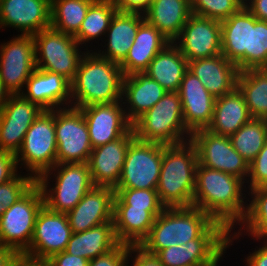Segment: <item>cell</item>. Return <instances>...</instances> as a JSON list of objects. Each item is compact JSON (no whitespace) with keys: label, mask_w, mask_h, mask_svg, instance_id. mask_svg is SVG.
<instances>
[{"label":"cell","mask_w":267,"mask_h":266,"mask_svg":"<svg viewBox=\"0 0 267 266\" xmlns=\"http://www.w3.org/2000/svg\"><path fill=\"white\" fill-rule=\"evenodd\" d=\"M187 70V59L171 42L155 56L144 73L156 80L167 92H178Z\"/></svg>","instance_id":"33"},{"label":"cell","mask_w":267,"mask_h":266,"mask_svg":"<svg viewBox=\"0 0 267 266\" xmlns=\"http://www.w3.org/2000/svg\"><path fill=\"white\" fill-rule=\"evenodd\" d=\"M33 38L36 68L60 74L72 82L86 49H82L74 36L52 27L34 34Z\"/></svg>","instance_id":"9"},{"label":"cell","mask_w":267,"mask_h":266,"mask_svg":"<svg viewBox=\"0 0 267 266\" xmlns=\"http://www.w3.org/2000/svg\"><path fill=\"white\" fill-rule=\"evenodd\" d=\"M123 79L118 63L100 57L94 50L86 51L71 82V106L122 101Z\"/></svg>","instance_id":"2"},{"label":"cell","mask_w":267,"mask_h":266,"mask_svg":"<svg viewBox=\"0 0 267 266\" xmlns=\"http://www.w3.org/2000/svg\"><path fill=\"white\" fill-rule=\"evenodd\" d=\"M144 20V15L141 13L117 11L106 32L104 38V41H106H103L105 45L100 43L103 49L102 47L96 48L95 52L100 57L120 64L126 58L136 37L139 25Z\"/></svg>","instance_id":"26"},{"label":"cell","mask_w":267,"mask_h":266,"mask_svg":"<svg viewBox=\"0 0 267 266\" xmlns=\"http://www.w3.org/2000/svg\"><path fill=\"white\" fill-rule=\"evenodd\" d=\"M244 6L257 19L267 21V0H250Z\"/></svg>","instance_id":"50"},{"label":"cell","mask_w":267,"mask_h":266,"mask_svg":"<svg viewBox=\"0 0 267 266\" xmlns=\"http://www.w3.org/2000/svg\"><path fill=\"white\" fill-rule=\"evenodd\" d=\"M57 164L88 163L93 150L86 120L80 108L55 109Z\"/></svg>","instance_id":"11"},{"label":"cell","mask_w":267,"mask_h":266,"mask_svg":"<svg viewBox=\"0 0 267 266\" xmlns=\"http://www.w3.org/2000/svg\"><path fill=\"white\" fill-rule=\"evenodd\" d=\"M129 249V244L119 243L107 253L89 260L88 266H126Z\"/></svg>","instance_id":"44"},{"label":"cell","mask_w":267,"mask_h":266,"mask_svg":"<svg viewBox=\"0 0 267 266\" xmlns=\"http://www.w3.org/2000/svg\"><path fill=\"white\" fill-rule=\"evenodd\" d=\"M162 211L113 205V224L117 240L129 245H140L149 235L155 218Z\"/></svg>","instance_id":"30"},{"label":"cell","mask_w":267,"mask_h":266,"mask_svg":"<svg viewBox=\"0 0 267 266\" xmlns=\"http://www.w3.org/2000/svg\"><path fill=\"white\" fill-rule=\"evenodd\" d=\"M130 262L131 265H128L130 264ZM126 266H163V265L159 262V260L155 255L147 253L139 245H130Z\"/></svg>","instance_id":"45"},{"label":"cell","mask_w":267,"mask_h":266,"mask_svg":"<svg viewBox=\"0 0 267 266\" xmlns=\"http://www.w3.org/2000/svg\"><path fill=\"white\" fill-rule=\"evenodd\" d=\"M113 205H129L144 210H164L156 189L114 188Z\"/></svg>","instance_id":"40"},{"label":"cell","mask_w":267,"mask_h":266,"mask_svg":"<svg viewBox=\"0 0 267 266\" xmlns=\"http://www.w3.org/2000/svg\"><path fill=\"white\" fill-rule=\"evenodd\" d=\"M36 69L33 35H16L0 44V79L10 94H21Z\"/></svg>","instance_id":"14"},{"label":"cell","mask_w":267,"mask_h":266,"mask_svg":"<svg viewBox=\"0 0 267 266\" xmlns=\"http://www.w3.org/2000/svg\"><path fill=\"white\" fill-rule=\"evenodd\" d=\"M228 233L215 221L199 238L162 249L155 256L163 266H219L227 253Z\"/></svg>","instance_id":"8"},{"label":"cell","mask_w":267,"mask_h":266,"mask_svg":"<svg viewBox=\"0 0 267 266\" xmlns=\"http://www.w3.org/2000/svg\"><path fill=\"white\" fill-rule=\"evenodd\" d=\"M178 93L186 129L191 134L196 130L207 129L213 118L216 98L189 69L181 81Z\"/></svg>","instance_id":"21"},{"label":"cell","mask_w":267,"mask_h":266,"mask_svg":"<svg viewBox=\"0 0 267 266\" xmlns=\"http://www.w3.org/2000/svg\"><path fill=\"white\" fill-rule=\"evenodd\" d=\"M119 243L113 221H109L89 230L73 233L65 251L71 255L91 260L107 253Z\"/></svg>","instance_id":"34"},{"label":"cell","mask_w":267,"mask_h":266,"mask_svg":"<svg viewBox=\"0 0 267 266\" xmlns=\"http://www.w3.org/2000/svg\"><path fill=\"white\" fill-rule=\"evenodd\" d=\"M56 155L55 109L43 110L27 130L15 154L17 166L37 179L57 164Z\"/></svg>","instance_id":"7"},{"label":"cell","mask_w":267,"mask_h":266,"mask_svg":"<svg viewBox=\"0 0 267 266\" xmlns=\"http://www.w3.org/2000/svg\"><path fill=\"white\" fill-rule=\"evenodd\" d=\"M261 246H255V251L249 252L246 258L244 259V263L246 266H267V241H259Z\"/></svg>","instance_id":"49"},{"label":"cell","mask_w":267,"mask_h":266,"mask_svg":"<svg viewBox=\"0 0 267 266\" xmlns=\"http://www.w3.org/2000/svg\"><path fill=\"white\" fill-rule=\"evenodd\" d=\"M166 90L144 72H137L123 79L122 102L128 120L133 124L152 108Z\"/></svg>","instance_id":"25"},{"label":"cell","mask_w":267,"mask_h":266,"mask_svg":"<svg viewBox=\"0 0 267 266\" xmlns=\"http://www.w3.org/2000/svg\"><path fill=\"white\" fill-rule=\"evenodd\" d=\"M95 0H54L51 2L50 27L74 36L80 29L89 6Z\"/></svg>","instance_id":"37"},{"label":"cell","mask_w":267,"mask_h":266,"mask_svg":"<svg viewBox=\"0 0 267 266\" xmlns=\"http://www.w3.org/2000/svg\"><path fill=\"white\" fill-rule=\"evenodd\" d=\"M117 11L113 0H95L89 6L79 31L74 35L78 44L81 47L83 46L84 49L86 47V51H90V48L92 51L93 47L94 50L96 48L95 45L93 46V42L95 41L99 48L100 45L98 42L99 40L103 42L102 39L105 38L104 36L110 26L111 20ZM90 41L92 42L90 43ZM88 43L92 44V46H88Z\"/></svg>","instance_id":"35"},{"label":"cell","mask_w":267,"mask_h":266,"mask_svg":"<svg viewBox=\"0 0 267 266\" xmlns=\"http://www.w3.org/2000/svg\"><path fill=\"white\" fill-rule=\"evenodd\" d=\"M49 0H0V30L14 28L20 35H34L50 27Z\"/></svg>","instance_id":"19"},{"label":"cell","mask_w":267,"mask_h":266,"mask_svg":"<svg viewBox=\"0 0 267 266\" xmlns=\"http://www.w3.org/2000/svg\"><path fill=\"white\" fill-rule=\"evenodd\" d=\"M134 139L132 128L121 138L93 148L88 166L94 186L115 188L118 185L128 146Z\"/></svg>","instance_id":"20"},{"label":"cell","mask_w":267,"mask_h":266,"mask_svg":"<svg viewBox=\"0 0 267 266\" xmlns=\"http://www.w3.org/2000/svg\"><path fill=\"white\" fill-rule=\"evenodd\" d=\"M42 111L22 94H12L0 111V150L16 154L27 130Z\"/></svg>","instance_id":"17"},{"label":"cell","mask_w":267,"mask_h":266,"mask_svg":"<svg viewBox=\"0 0 267 266\" xmlns=\"http://www.w3.org/2000/svg\"><path fill=\"white\" fill-rule=\"evenodd\" d=\"M237 88L252 118H267V68L240 71Z\"/></svg>","instance_id":"36"},{"label":"cell","mask_w":267,"mask_h":266,"mask_svg":"<svg viewBox=\"0 0 267 266\" xmlns=\"http://www.w3.org/2000/svg\"><path fill=\"white\" fill-rule=\"evenodd\" d=\"M36 184L42 191L44 205L58 213L71 211L94 187L88 163L56 164L38 177Z\"/></svg>","instance_id":"5"},{"label":"cell","mask_w":267,"mask_h":266,"mask_svg":"<svg viewBox=\"0 0 267 266\" xmlns=\"http://www.w3.org/2000/svg\"><path fill=\"white\" fill-rule=\"evenodd\" d=\"M18 170L15 154L0 150V184L14 178Z\"/></svg>","instance_id":"46"},{"label":"cell","mask_w":267,"mask_h":266,"mask_svg":"<svg viewBox=\"0 0 267 266\" xmlns=\"http://www.w3.org/2000/svg\"><path fill=\"white\" fill-rule=\"evenodd\" d=\"M267 68V21L250 12L249 69Z\"/></svg>","instance_id":"39"},{"label":"cell","mask_w":267,"mask_h":266,"mask_svg":"<svg viewBox=\"0 0 267 266\" xmlns=\"http://www.w3.org/2000/svg\"><path fill=\"white\" fill-rule=\"evenodd\" d=\"M245 184L236 176L198 164L192 206L208 213L228 230L234 229L247 210Z\"/></svg>","instance_id":"1"},{"label":"cell","mask_w":267,"mask_h":266,"mask_svg":"<svg viewBox=\"0 0 267 266\" xmlns=\"http://www.w3.org/2000/svg\"><path fill=\"white\" fill-rule=\"evenodd\" d=\"M32 266H53L48 259H38L32 257Z\"/></svg>","instance_id":"54"},{"label":"cell","mask_w":267,"mask_h":266,"mask_svg":"<svg viewBox=\"0 0 267 266\" xmlns=\"http://www.w3.org/2000/svg\"><path fill=\"white\" fill-rule=\"evenodd\" d=\"M247 194L249 203H247L246 214L237 225L239 227L229 230L228 249L234 245V241L240 242L239 238L243 236L251 237L254 241H267V186L248 190Z\"/></svg>","instance_id":"31"},{"label":"cell","mask_w":267,"mask_h":266,"mask_svg":"<svg viewBox=\"0 0 267 266\" xmlns=\"http://www.w3.org/2000/svg\"><path fill=\"white\" fill-rule=\"evenodd\" d=\"M198 155L191 140L163 145L157 193L165 207H190L193 203Z\"/></svg>","instance_id":"3"},{"label":"cell","mask_w":267,"mask_h":266,"mask_svg":"<svg viewBox=\"0 0 267 266\" xmlns=\"http://www.w3.org/2000/svg\"><path fill=\"white\" fill-rule=\"evenodd\" d=\"M132 128L135 138L143 142L174 145L191 139V133L184 124L178 92H166L132 124Z\"/></svg>","instance_id":"6"},{"label":"cell","mask_w":267,"mask_h":266,"mask_svg":"<svg viewBox=\"0 0 267 266\" xmlns=\"http://www.w3.org/2000/svg\"><path fill=\"white\" fill-rule=\"evenodd\" d=\"M114 188L94 186L68 213L69 226L73 233L113 221Z\"/></svg>","instance_id":"22"},{"label":"cell","mask_w":267,"mask_h":266,"mask_svg":"<svg viewBox=\"0 0 267 266\" xmlns=\"http://www.w3.org/2000/svg\"><path fill=\"white\" fill-rule=\"evenodd\" d=\"M233 148L250 164L267 141L265 119L251 118L237 132L230 136Z\"/></svg>","instance_id":"38"},{"label":"cell","mask_w":267,"mask_h":266,"mask_svg":"<svg viewBox=\"0 0 267 266\" xmlns=\"http://www.w3.org/2000/svg\"><path fill=\"white\" fill-rule=\"evenodd\" d=\"M48 260L53 266H88L89 264V260L71 255L66 251L53 254Z\"/></svg>","instance_id":"48"},{"label":"cell","mask_w":267,"mask_h":266,"mask_svg":"<svg viewBox=\"0 0 267 266\" xmlns=\"http://www.w3.org/2000/svg\"><path fill=\"white\" fill-rule=\"evenodd\" d=\"M162 159V144L135 138L128 146L122 174L115 188L156 189Z\"/></svg>","instance_id":"12"},{"label":"cell","mask_w":267,"mask_h":266,"mask_svg":"<svg viewBox=\"0 0 267 266\" xmlns=\"http://www.w3.org/2000/svg\"><path fill=\"white\" fill-rule=\"evenodd\" d=\"M187 61L221 54V22L192 14L173 42Z\"/></svg>","instance_id":"16"},{"label":"cell","mask_w":267,"mask_h":266,"mask_svg":"<svg viewBox=\"0 0 267 266\" xmlns=\"http://www.w3.org/2000/svg\"><path fill=\"white\" fill-rule=\"evenodd\" d=\"M11 96L10 92L5 88L3 82L0 79V111L3 106L7 103L9 97Z\"/></svg>","instance_id":"53"},{"label":"cell","mask_w":267,"mask_h":266,"mask_svg":"<svg viewBox=\"0 0 267 266\" xmlns=\"http://www.w3.org/2000/svg\"><path fill=\"white\" fill-rule=\"evenodd\" d=\"M243 5H245L247 2H249L250 0H239Z\"/></svg>","instance_id":"55"},{"label":"cell","mask_w":267,"mask_h":266,"mask_svg":"<svg viewBox=\"0 0 267 266\" xmlns=\"http://www.w3.org/2000/svg\"><path fill=\"white\" fill-rule=\"evenodd\" d=\"M214 222L208 213L194 206L165 207L139 246L155 255L162 249L199 238Z\"/></svg>","instance_id":"4"},{"label":"cell","mask_w":267,"mask_h":266,"mask_svg":"<svg viewBox=\"0 0 267 266\" xmlns=\"http://www.w3.org/2000/svg\"><path fill=\"white\" fill-rule=\"evenodd\" d=\"M251 118L243 95L236 87L230 93L216 98L213 118L207 130L230 137Z\"/></svg>","instance_id":"32"},{"label":"cell","mask_w":267,"mask_h":266,"mask_svg":"<svg viewBox=\"0 0 267 266\" xmlns=\"http://www.w3.org/2000/svg\"><path fill=\"white\" fill-rule=\"evenodd\" d=\"M197 150L198 164L242 179L248 178V162L233 148L230 137L207 129L196 130L190 139Z\"/></svg>","instance_id":"13"},{"label":"cell","mask_w":267,"mask_h":266,"mask_svg":"<svg viewBox=\"0 0 267 266\" xmlns=\"http://www.w3.org/2000/svg\"><path fill=\"white\" fill-rule=\"evenodd\" d=\"M18 173L14 178L0 184V217L6 208L22 198L35 184L36 179L26 174Z\"/></svg>","instance_id":"42"},{"label":"cell","mask_w":267,"mask_h":266,"mask_svg":"<svg viewBox=\"0 0 267 266\" xmlns=\"http://www.w3.org/2000/svg\"><path fill=\"white\" fill-rule=\"evenodd\" d=\"M152 0H113L118 11L144 14Z\"/></svg>","instance_id":"47"},{"label":"cell","mask_w":267,"mask_h":266,"mask_svg":"<svg viewBox=\"0 0 267 266\" xmlns=\"http://www.w3.org/2000/svg\"><path fill=\"white\" fill-rule=\"evenodd\" d=\"M21 94L43 110L71 106V82L60 74L37 68Z\"/></svg>","instance_id":"23"},{"label":"cell","mask_w":267,"mask_h":266,"mask_svg":"<svg viewBox=\"0 0 267 266\" xmlns=\"http://www.w3.org/2000/svg\"><path fill=\"white\" fill-rule=\"evenodd\" d=\"M143 15L149 24L174 42L192 15L191 0H152Z\"/></svg>","instance_id":"29"},{"label":"cell","mask_w":267,"mask_h":266,"mask_svg":"<svg viewBox=\"0 0 267 266\" xmlns=\"http://www.w3.org/2000/svg\"><path fill=\"white\" fill-rule=\"evenodd\" d=\"M250 11L242 6L221 22V54L239 71L249 69Z\"/></svg>","instance_id":"24"},{"label":"cell","mask_w":267,"mask_h":266,"mask_svg":"<svg viewBox=\"0 0 267 266\" xmlns=\"http://www.w3.org/2000/svg\"><path fill=\"white\" fill-rule=\"evenodd\" d=\"M18 255L12 249L0 247V266H11L16 261Z\"/></svg>","instance_id":"51"},{"label":"cell","mask_w":267,"mask_h":266,"mask_svg":"<svg viewBox=\"0 0 267 266\" xmlns=\"http://www.w3.org/2000/svg\"><path fill=\"white\" fill-rule=\"evenodd\" d=\"M11 266H32V257L19 254L16 261Z\"/></svg>","instance_id":"52"},{"label":"cell","mask_w":267,"mask_h":266,"mask_svg":"<svg viewBox=\"0 0 267 266\" xmlns=\"http://www.w3.org/2000/svg\"><path fill=\"white\" fill-rule=\"evenodd\" d=\"M72 234L66 213L52 211L43 205L36 217L31 244L23 254L49 259L66 250Z\"/></svg>","instance_id":"15"},{"label":"cell","mask_w":267,"mask_h":266,"mask_svg":"<svg viewBox=\"0 0 267 266\" xmlns=\"http://www.w3.org/2000/svg\"><path fill=\"white\" fill-rule=\"evenodd\" d=\"M43 205L42 191L35 184L22 198L6 208L0 217V247L23 254L31 244L36 217Z\"/></svg>","instance_id":"10"},{"label":"cell","mask_w":267,"mask_h":266,"mask_svg":"<svg viewBox=\"0 0 267 266\" xmlns=\"http://www.w3.org/2000/svg\"><path fill=\"white\" fill-rule=\"evenodd\" d=\"M247 190L260 186H267V141L263 149L249 164V173L246 181Z\"/></svg>","instance_id":"43"},{"label":"cell","mask_w":267,"mask_h":266,"mask_svg":"<svg viewBox=\"0 0 267 266\" xmlns=\"http://www.w3.org/2000/svg\"><path fill=\"white\" fill-rule=\"evenodd\" d=\"M188 69L215 98L224 96L237 87L240 71L223 54L189 61Z\"/></svg>","instance_id":"27"},{"label":"cell","mask_w":267,"mask_h":266,"mask_svg":"<svg viewBox=\"0 0 267 266\" xmlns=\"http://www.w3.org/2000/svg\"><path fill=\"white\" fill-rule=\"evenodd\" d=\"M89 131L92 148L113 142L132 129L122 101L80 107Z\"/></svg>","instance_id":"18"},{"label":"cell","mask_w":267,"mask_h":266,"mask_svg":"<svg viewBox=\"0 0 267 266\" xmlns=\"http://www.w3.org/2000/svg\"><path fill=\"white\" fill-rule=\"evenodd\" d=\"M242 6L239 0H191L192 14L222 22Z\"/></svg>","instance_id":"41"},{"label":"cell","mask_w":267,"mask_h":266,"mask_svg":"<svg viewBox=\"0 0 267 266\" xmlns=\"http://www.w3.org/2000/svg\"><path fill=\"white\" fill-rule=\"evenodd\" d=\"M171 42L144 20L138 28L126 58L119 64L124 76L144 72L155 56Z\"/></svg>","instance_id":"28"}]
</instances>
